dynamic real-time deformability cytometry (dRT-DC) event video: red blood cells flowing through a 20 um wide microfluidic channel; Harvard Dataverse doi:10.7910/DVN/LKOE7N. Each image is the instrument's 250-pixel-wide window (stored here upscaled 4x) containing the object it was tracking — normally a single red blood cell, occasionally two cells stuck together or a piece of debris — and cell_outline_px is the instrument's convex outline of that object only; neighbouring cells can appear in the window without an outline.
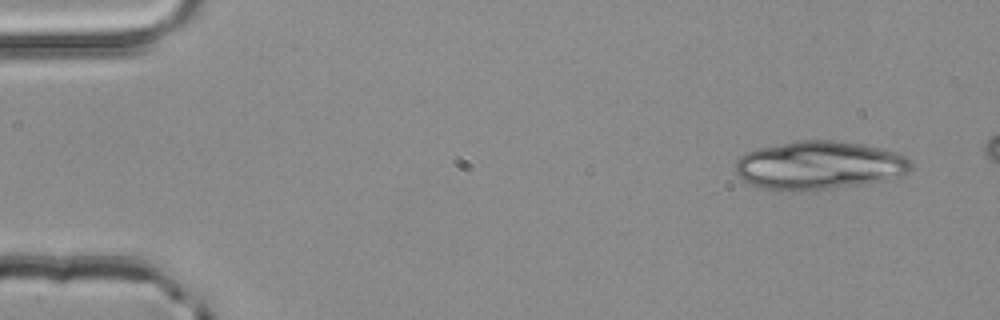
{"species": "common noctule bat (a hibernating species)", "species_latin": "Nyctalus noctula", "temperature_condition": "room temperature", "stored_images_in_passage": 4, "camera_frame_rate_fps": 3000, "um_per_image_px": 0.085, "animal": {"sex": "male", "body_mass_g": 20.4}, "frame": {"image": 1, "passage_image": 1, "time_ms": 0.0, "image_size_px": [1000, 320], "cell_outline_px": [[912, 168], [904, 176], [888, 180], [868, 184], [800, 192], [792, 192], [764, 188], [748, 184], [736, 172], [736, 160], [744, 152], [756, 148], [796, 140], [832, 140], [860, 144], [900, 152], [912, 164]], "centroid_in_image_um": [69.64, 14.07], "position_along_channel_um": 15.4, "area_um2": 50.4}}